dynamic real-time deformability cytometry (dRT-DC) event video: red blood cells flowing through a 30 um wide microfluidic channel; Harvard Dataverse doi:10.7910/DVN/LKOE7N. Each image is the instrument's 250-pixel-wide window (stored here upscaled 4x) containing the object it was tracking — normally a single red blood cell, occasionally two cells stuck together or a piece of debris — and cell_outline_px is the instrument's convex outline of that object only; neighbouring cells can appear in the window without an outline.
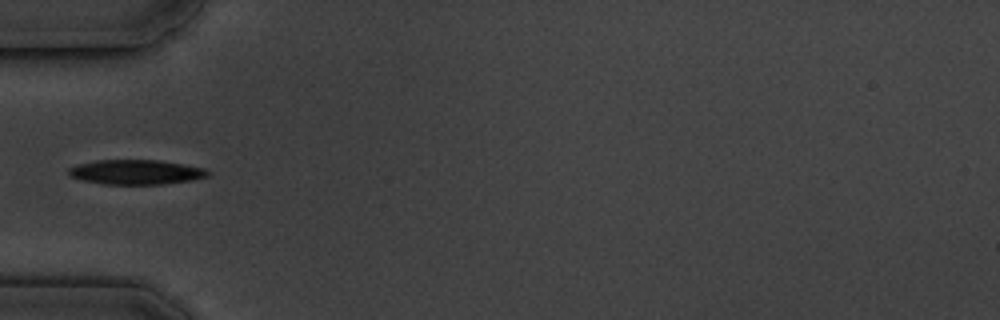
{"species": "common noctule bat (a hibernating species)", "species_latin": "Nyctalus noctula", "temperature_condition": "cold", "stored_images_in_passage": 3, "camera_frame_rate_fps": 3000, "um_per_image_px": 0.085, "animal": {"sex": "male", "body_mass_g": 19.5, "forearm_length_mm": 54.6}, "frame": {"image": 1, "passage_image": 3, "time_ms": 2.333, "image_size_px": [1000, 320], "cell_outline_px": [[208, 176], [192, 180], [164, 184], [104, 184], [80, 180], [72, 176], [68, 172], [68, 168], [76, 164], [96, 160], [160, 160], [184, 164], [204, 168], [208, 172]], "centroid_in_image_um": [11.53, 14.62], "position_along_channel_um": 73.5, "area_um2": 20.06}}